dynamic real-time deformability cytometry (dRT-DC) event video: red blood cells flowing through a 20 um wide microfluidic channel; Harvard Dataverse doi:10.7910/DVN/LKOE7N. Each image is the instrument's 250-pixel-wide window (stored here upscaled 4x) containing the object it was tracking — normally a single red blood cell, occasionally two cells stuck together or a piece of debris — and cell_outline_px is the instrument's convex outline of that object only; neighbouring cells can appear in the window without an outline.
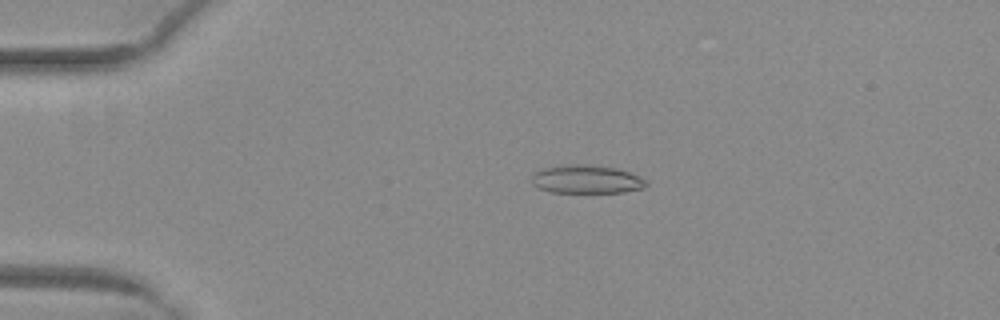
{"species": "common noctule bat (a hibernating species)", "species_latin": "Nyctalus noctula", "temperature_condition": "warm", "stored_images_in_passage": 50, "camera_frame_rate_fps": 3000, "um_per_image_px": 0.085, "animal": {"sex": "female", "body_mass_g": 29.2, "forearm_length_mm": 56.3}, "frame": {"image": 1, "passage_image": 13, "time_ms": 4.0, "image_size_px": [1000, 320], "cell_outline_px": [[648, 184], [644, 188], [624, 192], [552, 192], [540, 188], [532, 184], [532, 176], [536, 172], [544, 168], [568, 164], [580, 164], [616, 168], [628, 172], [644, 180]], "centroid_in_image_um": [49.84, 15.24], "position_along_channel_um": 35.2, "area_um2": 18.55}}
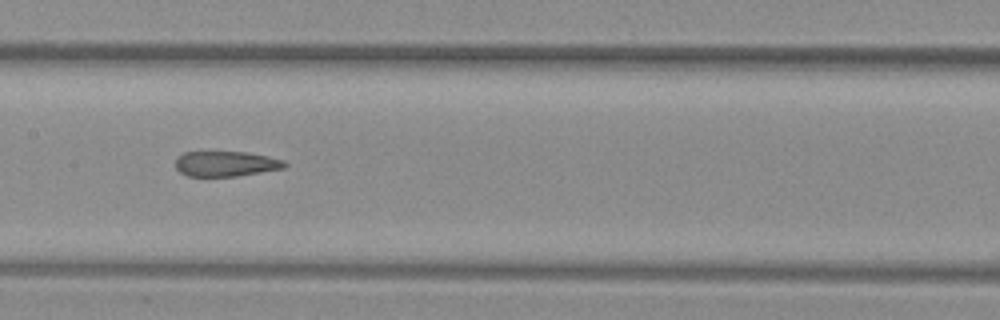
{"frame": {"image": 2, "passage_image": 28, "time_ms": 9.0, "image_size_px": [1000, 320], "cell_outline_px": [[288, 164], [284, 168], [236, 176], [188, 176], [180, 172], [176, 168], [176, 156], [184, 152], [248, 152], [268, 156], [284, 160]], "centroid_in_image_um": [19.19, 13.91], "position_along_channel_um": 188.2, "area_um2": 16.07}}
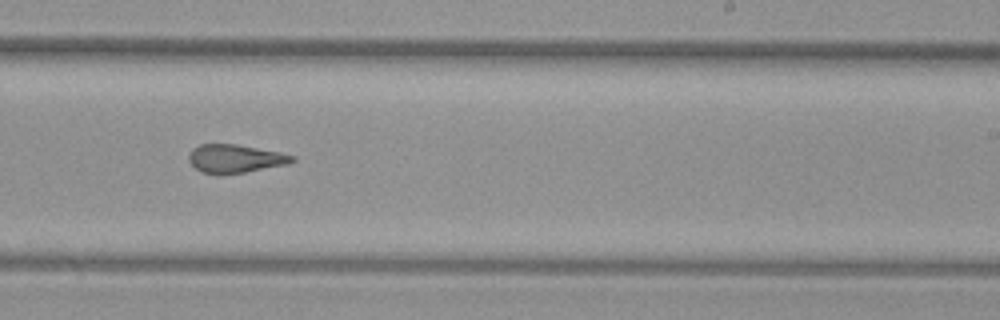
{"frame": {"image": 3, "passage_image": 34, "time_ms": 11.0, "image_size_px": [1000, 320], "cell_outline_px": [[296, 160], [288, 164], [244, 172], [200, 172], [188, 160], [188, 156], [192, 148], [200, 144], [236, 144], [280, 152], [296, 156]], "centroid_in_image_um": [20.02, 13.45], "position_along_channel_um": 269.0, "area_um2": 16.7}}